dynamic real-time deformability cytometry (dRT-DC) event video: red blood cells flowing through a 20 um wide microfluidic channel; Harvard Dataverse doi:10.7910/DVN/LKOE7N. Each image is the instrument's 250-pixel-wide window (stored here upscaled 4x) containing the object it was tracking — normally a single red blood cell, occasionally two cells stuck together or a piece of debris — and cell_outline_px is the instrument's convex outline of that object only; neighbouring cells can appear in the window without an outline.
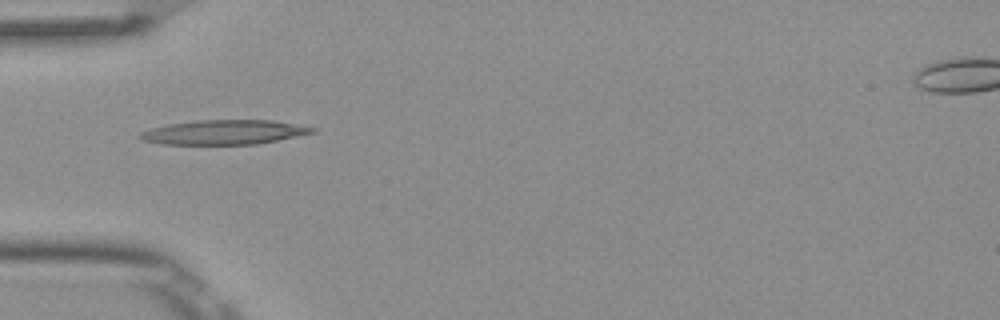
{"species": "Egyptian fruit bat (a non-hibernating species)", "species_latin": "Rousettus aegyptiacus", "temperature_condition": "room temperature", "stored_images_in_passage": 8, "camera_frame_rate_fps": 3000, "um_per_image_px": 0.085, "frame": {"image": 1, "passage_image": 5, "time_ms": 1.333, "image_size_px": [1000, 320], "cell_outline_px": [[316, 132], [256, 144], [160, 144], [144, 140], [136, 136], [140, 132], [152, 128], [168, 124], [196, 120], [272, 120], [316, 128]], "centroid_in_image_um": [19.01, 11.23], "position_along_channel_um": 66.0, "area_um2": 24.39}}
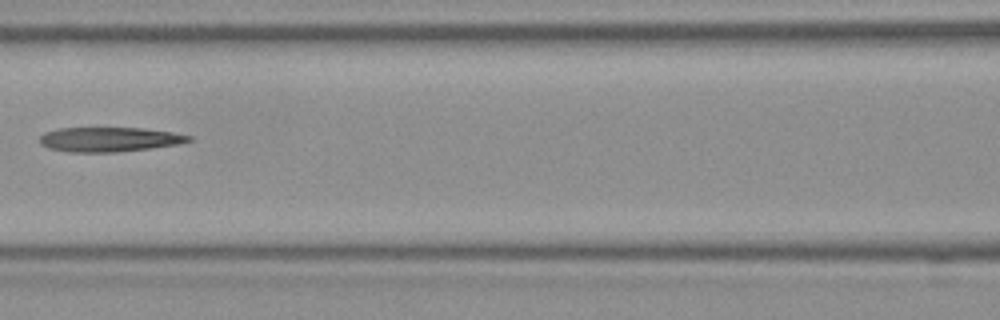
{"frame": {"image": 2, "passage_image": 7, "time_ms": 2.0, "image_size_px": [1000, 320], "cell_outline_px": [[192, 140], [180, 144], [152, 148], [116, 152], [68, 152], [48, 148], [40, 144], [40, 136], [44, 132], [56, 128], [144, 128], [172, 132], [192, 136]], "centroid_in_image_um": [9.28, 11.85], "position_along_channel_um": 157.3, "area_um2": 21.5}}
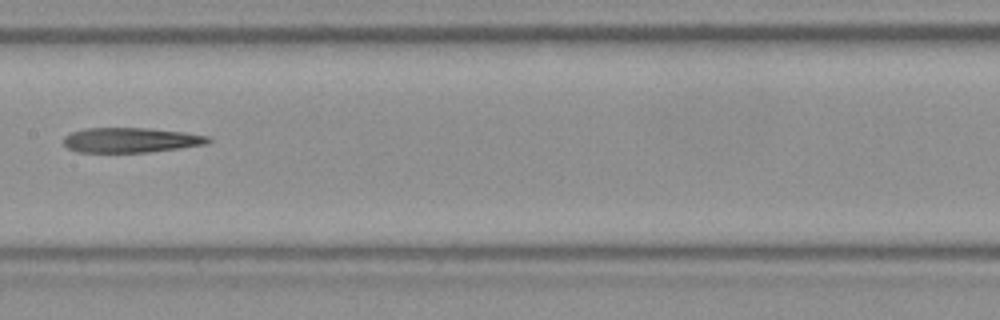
{"frame": {"image": 3, "passage_image": 8, "time_ms": 2.333, "image_size_px": [1000, 320], "cell_outline_px": [[212, 140], [208, 144], [180, 148], [148, 152], [76, 152], [68, 148], [64, 144], [64, 136], [72, 132], [84, 128], [148, 128], [184, 132], [208, 136]], "centroid_in_image_um": [11.12, 11.9], "position_along_channel_um": 196.3, "area_um2": 21.04}}